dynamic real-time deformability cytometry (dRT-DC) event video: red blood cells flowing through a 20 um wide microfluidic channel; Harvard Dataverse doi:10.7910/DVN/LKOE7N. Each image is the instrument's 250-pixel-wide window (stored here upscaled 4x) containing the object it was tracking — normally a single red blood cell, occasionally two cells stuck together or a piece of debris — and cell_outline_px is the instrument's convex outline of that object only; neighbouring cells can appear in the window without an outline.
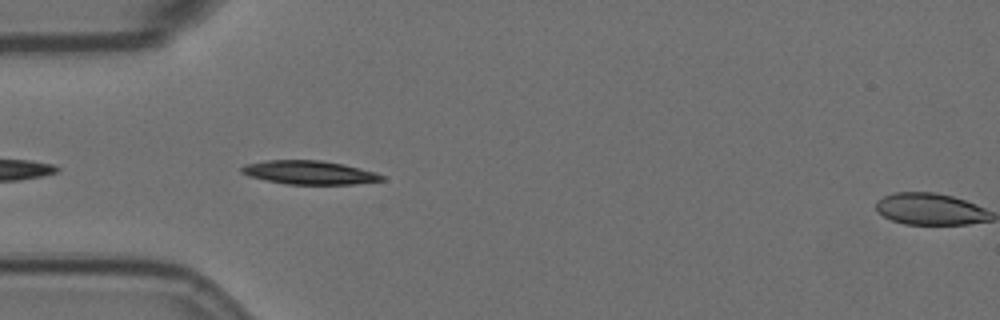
{"species": "Egyptian fruit bat (a non-hibernating species)", "species_latin": "Rousettus aegyptiacus", "temperature_condition": "room temperature", "stored_images_in_passage": 4, "camera_frame_rate_fps": 3000, "um_per_image_px": 0.085, "animal": {"sex": "female"}, "frame": {"image": 1, "passage_image": 3, "time_ms": 0.667, "image_size_px": [1000, 320], "cell_outline_px": [[384, 180], [352, 184], [288, 184], [248, 176], [240, 172], [240, 168], [244, 164], [268, 160], [320, 160], [344, 164], [376, 172], [384, 176]], "centroid_in_image_um": [26.28, 14.65], "position_along_channel_um": 58.7, "area_um2": 19.25}}